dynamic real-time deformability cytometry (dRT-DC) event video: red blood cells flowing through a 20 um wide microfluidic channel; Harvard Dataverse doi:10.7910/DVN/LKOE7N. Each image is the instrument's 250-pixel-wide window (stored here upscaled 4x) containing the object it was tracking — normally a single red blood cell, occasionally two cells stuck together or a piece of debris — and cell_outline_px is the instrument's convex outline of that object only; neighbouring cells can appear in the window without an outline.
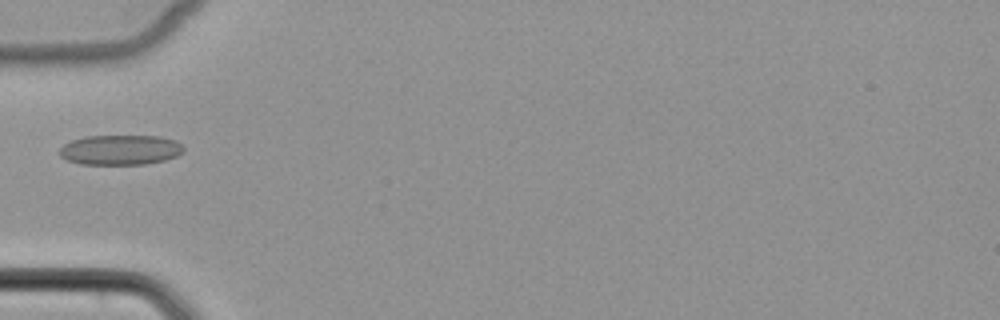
{"species": "common noctule bat (a hibernating species)", "species_latin": "Nyctalus noctula", "temperature_condition": "cold", "stored_images_in_passage": 19, "camera_frame_rate_fps": 3000, "um_per_image_px": 0.085, "animal": {"sex": "female", "body_mass_g": 22.7, "forearm_length_mm": 54.2}, "frame": {"image": 1, "passage_image": 1, "time_ms": 0.0, "image_size_px": [1000, 320], "cell_outline_px": [[184, 152], [176, 156], [164, 160], [144, 164], [80, 164], [68, 160], [60, 156], [60, 148], [64, 144], [72, 140], [84, 136], [160, 136], [176, 140], [184, 148]], "centroid_in_image_um": [10.24, 12.73], "position_along_channel_um": 74.8, "area_um2": 21.68}}